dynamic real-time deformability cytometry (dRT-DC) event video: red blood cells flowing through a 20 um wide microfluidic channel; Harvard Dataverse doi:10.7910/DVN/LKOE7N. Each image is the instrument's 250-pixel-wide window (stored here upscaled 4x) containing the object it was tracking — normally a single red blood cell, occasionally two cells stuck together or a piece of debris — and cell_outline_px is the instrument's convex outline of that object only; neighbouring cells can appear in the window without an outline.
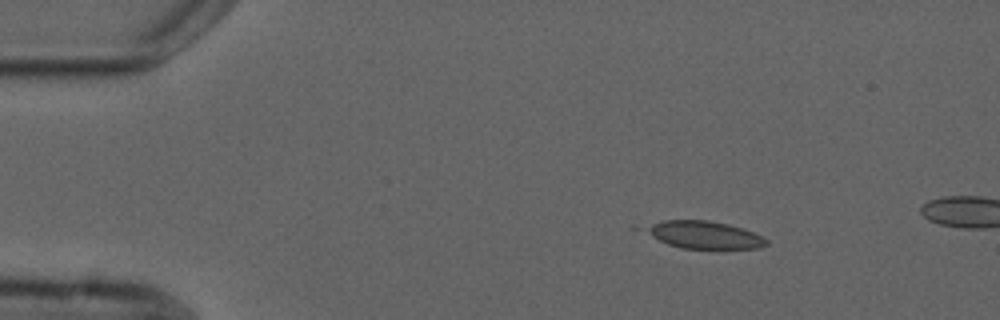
{"species": "common noctule bat (a hibernating species)", "species_latin": "Nyctalus noctula", "temperature_condition": "cold", "stored_images_in_passage": 2, "camera_frame_rate_fps": 3000, "um_per_image_px": 0.085, "animal": {"sex": "male", "forearm_length_mm": 52.5}, "frame": {"image": 1, "passage_image": 1, "time_ms": 0.0, "image_size_px": [1000, 320], "cell_outline_px": [[768, 244], [760, 248], [680, 248], [668, 244], [652, 236], [644, 228], [652, 224], [664, 220], [708, 220], [728, 224], [752, 232], [768, 240]], "centroid_in_image_um": [59.88, 19.96], "position_along_channel_um": 25.1, "area_um2": 18.9}}